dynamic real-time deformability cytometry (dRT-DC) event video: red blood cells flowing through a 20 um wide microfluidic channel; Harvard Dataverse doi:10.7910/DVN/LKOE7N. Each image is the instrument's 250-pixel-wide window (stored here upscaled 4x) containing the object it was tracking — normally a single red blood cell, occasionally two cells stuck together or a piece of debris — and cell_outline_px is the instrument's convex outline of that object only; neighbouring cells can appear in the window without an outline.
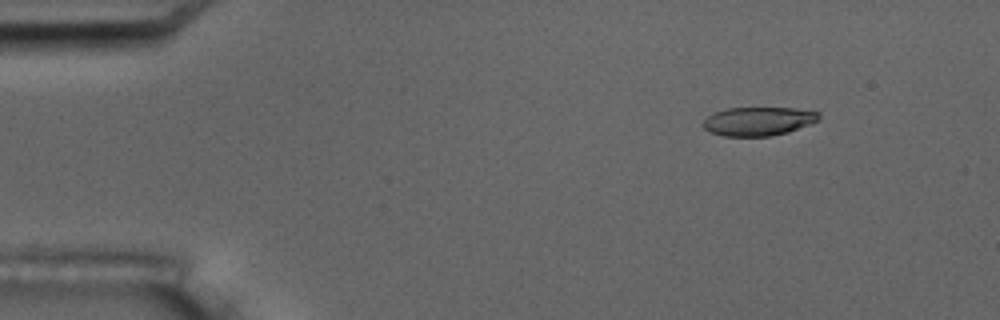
{"species": "common noctule bat (a hibernating species)", "species_latin": "Nyctalus noctula", "temperature_condition": "room temperature", "stored_images_in_passage": 6, "camera_frame_rate_fps": 3000, "um_per_image_px": 0.085, "animal": {"sex": "male", "body_mass_g": 17.5, "forearm_length_mm": 52.3}, "frame": {"image": 1, "passage_image": 3, "time_ms": 2.333, "image_size_px": [1000, 320], "cell_outline_px": [[820, 120], [812, 124], [788, 132], [772, 136], [724, 136], [708, 132], [700, 124], [708, 116], [716, 112], [728, 108], [796, 108], [820, 112]], "centroid_in_image_um": [64.48, 10.31], "position_along_channel_um": 20.5, "area_um2": 19.59}}